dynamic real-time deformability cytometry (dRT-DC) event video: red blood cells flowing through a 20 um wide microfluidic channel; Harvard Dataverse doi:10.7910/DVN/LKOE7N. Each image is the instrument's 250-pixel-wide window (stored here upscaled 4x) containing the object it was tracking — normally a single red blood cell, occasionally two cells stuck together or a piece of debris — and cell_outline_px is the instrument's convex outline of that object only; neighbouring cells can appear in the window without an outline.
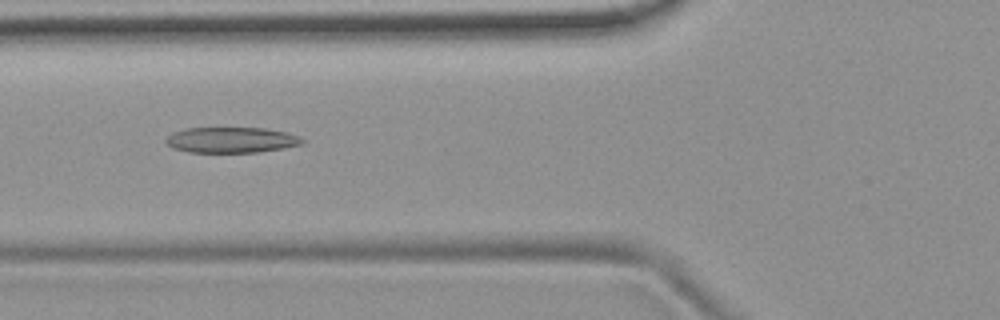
{"species": "common noctule bat (a hibernating species)", "species_latin": "Nyctalus noctula", "temperature_condition": "room temperature", "stored_images_in_passage": 34, "camera_frame_rate_fps": 3000, "um_per_image_px": 0.085, "animal": {"sex": "female", "body_mass_g": 19.9}, "frame": {"image": 1, "passage_image": 6, "time_ms": 1.667, "image_size_px": [1000, 320], "cell_outline_px": [[308, 140], [304, 144], [284, 148], [260, 152], [188, 152], [172, 148], [164, 140], [172, 132], [184, 128], [264, 128], [288, 132], [300, 136]], "centroid_in_image_um": [19.72, 11.89], "position_along_channel_um": 106.1, "area_um2": 20.69}}
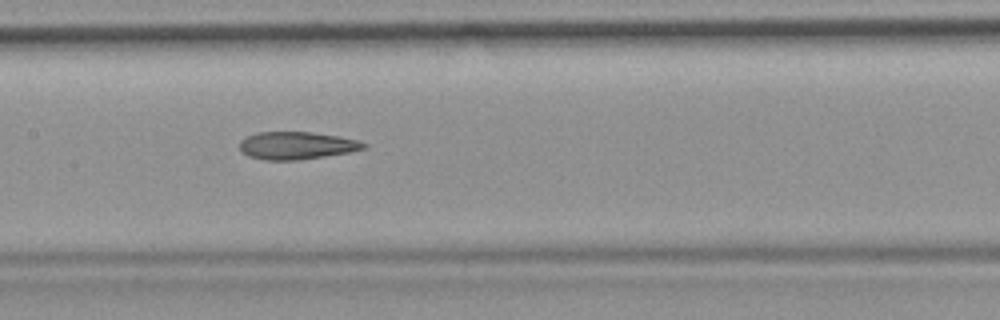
{"frame": {"image": 2, "passage_image": 12, "time_ms": 3.667, "image_size_px": [1000, 320], "cell_outline_px": [[368, 148], [348, 152], [324, 156], [296, 160], [264, 160], [248, 156], [240, 152], [240, 140], [256, 132], [312, 132], [336, 136], [356, 140], [368, 144]], "centroid_in_image_um": [25.18, 12.37], "position_along_channel_um": 182.2, "area_um2": 19.88}}
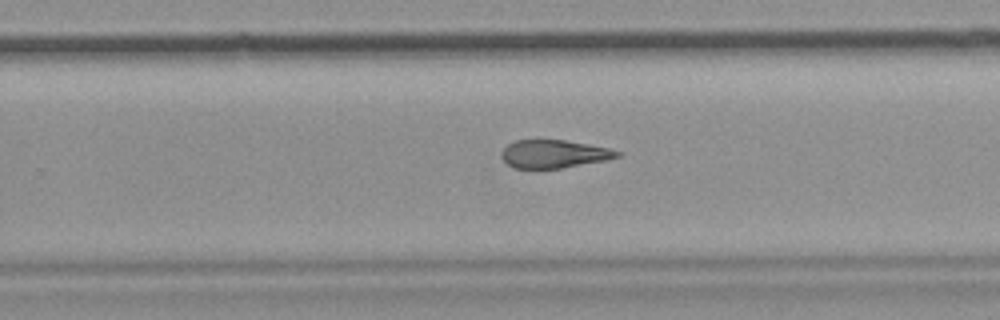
{"frame": {"image": 3, "passage_image": 20, "time_ms": 6.333, "image_size_px": [1000, 320], "cell_outline_px": [[624, 152], [620, 156], [608, 160], [560, 168], [512, 168], [500, 156], [500, 152], [508, 144], [516, 140], [564, 140], [608, 148]], "centroid_in_image_um": [47.09, 13.09], "position_along_channel_um": 282.7, "area_um2": 18.9}, "authors_computed_cell_mechanics": {"area_um2": 20.7791, "velocity_mm_per_s": 3.7931, "shape_relaxation_time_tau1_ms": null, "shape_relaxation_time_tau2_ms": 4.2167, "deformation_change_tau1": null, "deformation_change_tau2": 0.1484}}